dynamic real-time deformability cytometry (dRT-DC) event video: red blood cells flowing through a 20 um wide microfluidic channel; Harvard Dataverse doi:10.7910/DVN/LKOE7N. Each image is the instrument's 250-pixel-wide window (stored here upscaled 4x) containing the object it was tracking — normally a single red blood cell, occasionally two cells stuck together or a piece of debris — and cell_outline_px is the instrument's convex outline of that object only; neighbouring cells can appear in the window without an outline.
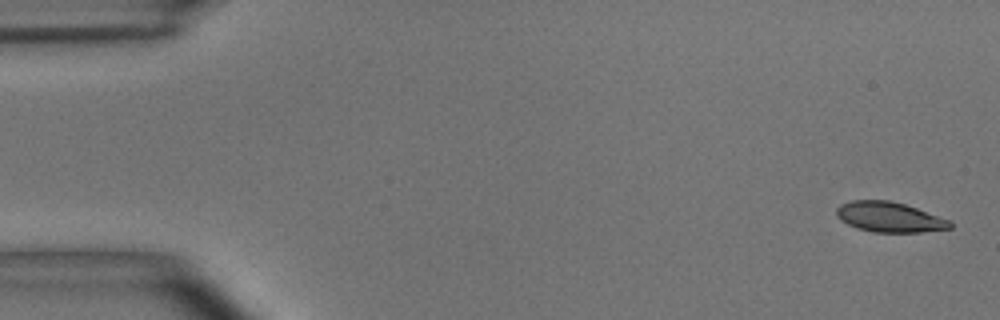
{"species": "common noctule bat (a hibernating species)", "species_latin": "Nyctalus noctula", "temperature_condition": "room temperature", "stored_images_in_passage": 5, "camera_frame_rate_fps": 3000, "um_per_image_px": 0.085, "animal": {"sex": "male", "body_mass_g": 15.6}, "frame": {"image": 1, "passage_image": 1, "time_ms": 0.0, "image_size_px": [1000, 320], "cell_outline_px": [[952, 228], [920, 232], [872, 232], [856, 228], [840, 220], [836, 216], [836, 208], [840, 204], [852, 200], [888, 200], [904, 204], [916, 208], [948, 220], [952, 224]], "centroid_in_image_um": [75.54, 18.45], "position_along_channel_um": 9.5, "area_um2": 19.83}}